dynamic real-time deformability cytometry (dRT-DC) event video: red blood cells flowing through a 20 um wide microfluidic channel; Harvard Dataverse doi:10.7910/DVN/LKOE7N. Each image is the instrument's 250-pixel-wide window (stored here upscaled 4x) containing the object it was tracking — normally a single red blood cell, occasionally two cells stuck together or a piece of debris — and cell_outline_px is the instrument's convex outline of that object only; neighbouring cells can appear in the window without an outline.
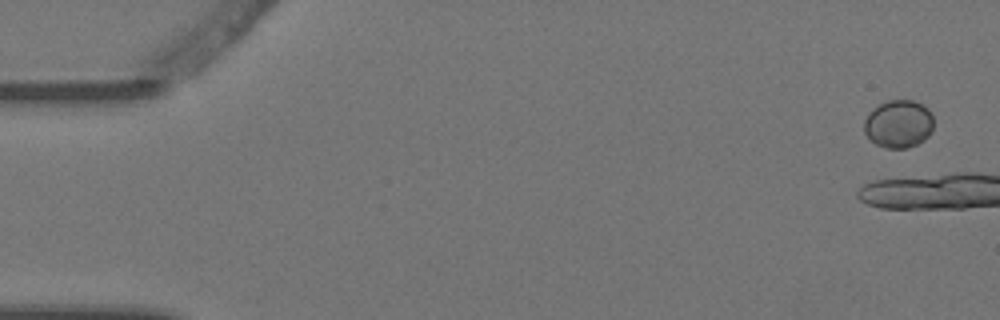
{"species": "Egyptian fruit bat (a non-hibernating species)", "species_latin": "Rousettus aegyptiacus", "temperature_condition": "warm", "stored_images_in_passage": 4, "segment_of_instrument_passage": [2, 2], "camera_frame_rate_fps": 3000, "um_per_image_px": 0.085, "animal": {"sex": "female"}, "frame": {"image": 1, "passage_image": 4, "time_ms": 1.0, "image_size_px": [1000, 320], "cell_outline_px": [[932, 128], [928, 136], [924, 140], [908, 148], [884, 148], [876, 144], [864, 132], [864, 120], [868, 112], [880, 104], [888, 100], [912, 100], [928, 108], [932, 116]], "centroid_in_image_um": [76.36, 10.53], "position_along_channel_um": 8.6, "area_um2": 19.31}}